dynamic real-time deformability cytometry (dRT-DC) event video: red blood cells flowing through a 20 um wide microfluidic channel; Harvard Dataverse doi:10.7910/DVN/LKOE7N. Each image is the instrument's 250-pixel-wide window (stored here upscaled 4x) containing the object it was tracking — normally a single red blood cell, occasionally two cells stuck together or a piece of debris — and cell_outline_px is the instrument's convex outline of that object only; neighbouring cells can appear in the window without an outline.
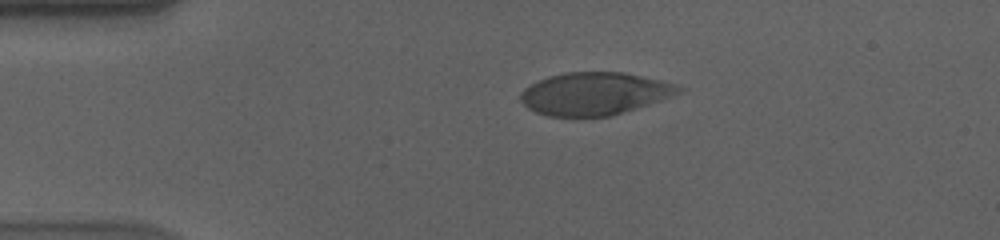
{"species": "human", "species_latin": "Homo sapiens", "temperature_condition": "cold", "stored_images_in_passage": 46, "camera_frame_rate_fps": 3000, "um_per_image_px": 0.085, "donor": {"sex": "male"}, "frame": {"image": 1, "passage_image": 1, "time_ms": 0.0, "image_size_px": [1000, 240], "cell_outline_px": [[684, 88], [680, 92], [660, 100], [648, 104], [608, 116], [548, 116], [536, 112], [528, 108], [520, 100], [520, 92], [524, 88], [548, 76], [564, 72], [624, 72], [680, 84]], "centroid_in_image_um": [50.53, 7.94], "position_along_channel_um": 34.5, "area_um2": 39.02}}
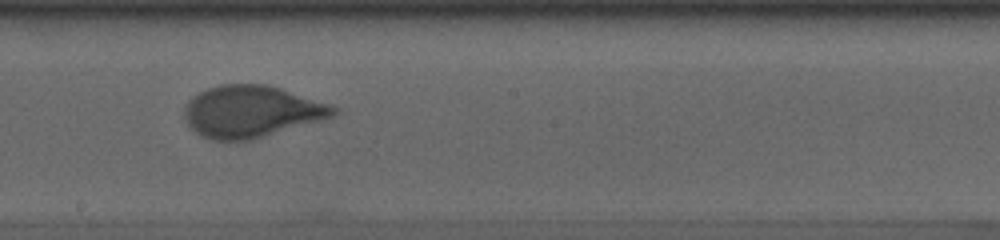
{"frame": {"image": 2, "passage_image": 21, "time_ms": 6.667, "image_size_px": [1000, 240], "cell_outline_px": [[340, 112], [336, 116], [252, 140], [212, 140], [200, 136], [188, 124], [184, 116], [184, 108], [188, 100], [192, 96], [208, 88], [220, 84], [264, 84], [280, 88], [332, 104], [340, 108]], "centroid_in_image_um": [21.41, 9.48], "position_along_channel_um": 226.8, "area_um2": 45.37}}
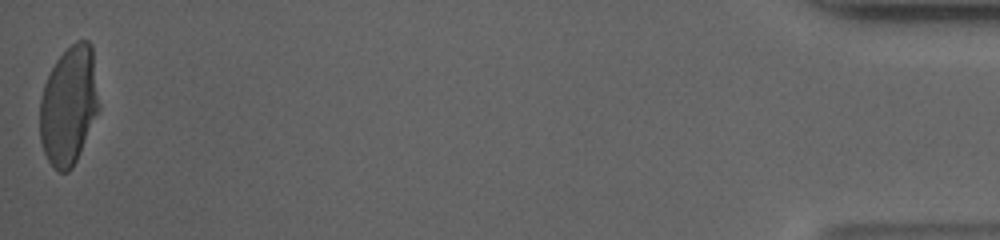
{"frame": {"image": 3, "passage_image": 46, "time_ms": 15.0, "image_size_px": [1000, 240], "cell_outline_px": [[100, 108], [80, 152], [72, 168], [68, 172], [60, 172], [48, 160], [44, 152], [40, 140], [40, 100], [44, 84], [56, 60], [76, 40], [88, 40], [92, 44], [100, 104]], "centroid_in_image_um": [5.87, 8.95], "position_along_channel_um": 429.3, "area_um2": 40.92}, "authors_computed_cell_mechanics": {"area_um2": 43.9569, "velocity_mm_per_s": 3.5577, "shape_relaxation_time_tau1_ms": 5.6269, "shape_relaxation_time_tau2_ms": null, "deformation_change_tau1": 0.223, "deformation_change_tau2": null}}